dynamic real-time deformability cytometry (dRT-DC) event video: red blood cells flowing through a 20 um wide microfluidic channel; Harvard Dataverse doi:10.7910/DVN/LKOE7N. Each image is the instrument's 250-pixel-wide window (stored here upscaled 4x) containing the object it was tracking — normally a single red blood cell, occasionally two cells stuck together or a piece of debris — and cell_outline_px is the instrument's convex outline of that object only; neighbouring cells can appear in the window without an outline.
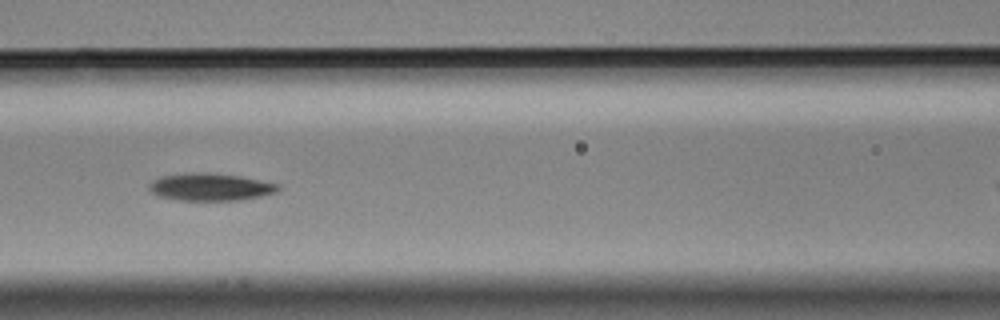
{"species": "Egyptian fruit bat (a non-hibernating species)", "species_latin": "Rousettus aegyptiacus", "temperature_condition": "cold", "stored_images_in_passage": 8, "camera_frame_rate_fps": 3000, "um_per_image_px": 0.085, "animal": {"sex": "male"}, "frame": {"image": 1, "passage_image": 5, "time_ms": 1.333, "image_size_px": [1000, 320], "cell_outline_px": [[280, 192], [240, 200], [176, 200], [160, 196], [152, 192], [148, 188], [148, 184], [152, 180], [160, 176], [188, 172], [208, 172], [240, 176], [280, 184]], "centroid_in_image_um": [17.88, 15.88], "position_along_channel_um": 148.7, "area_um2": 20.87}}
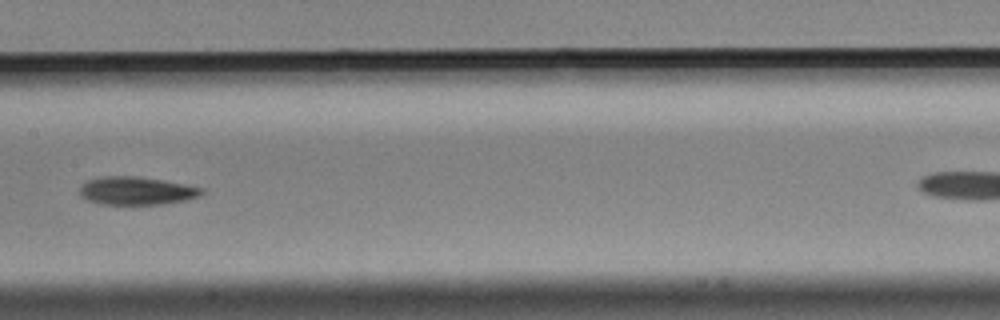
{"frame": {"image": 2, "passage_image": 6, "time_ms": 1.667, "image_size_px": [1000, 320], "cell_outline_px": [[204, 192], [200, 196], [184, 200], [160, 204], [100, 204], [88, 200], [80, 196], [80, 184], [88, 180], [104, 176], [136, 176], [164, 180], [204, 188]], "centroid_in_image_um": [11.58, 16.21], "position_along_channel_um": 195.8, "area_um2": 19.94}}